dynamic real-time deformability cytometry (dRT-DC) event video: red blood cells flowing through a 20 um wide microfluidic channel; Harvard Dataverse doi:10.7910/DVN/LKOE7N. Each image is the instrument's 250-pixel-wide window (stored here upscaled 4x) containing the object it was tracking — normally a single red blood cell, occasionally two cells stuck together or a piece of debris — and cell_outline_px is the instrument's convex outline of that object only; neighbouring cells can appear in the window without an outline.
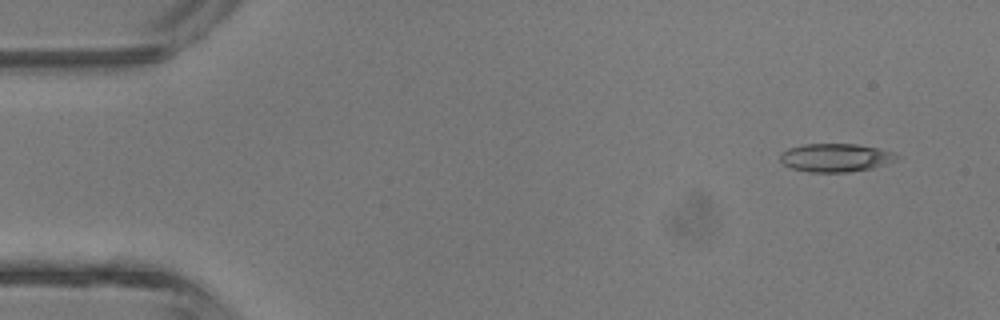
{"species": "common noctule bat (a hibernating species)", "species_latin": "Nyctalus noctula", "temperature_condition": "room temperature", "stored_images_in_passage": 4, "camera_frame_rate_fps": 3000, "um_per_image_px": 0.085, "animal": {"sex": "male", "body_mass_g": 13.3}, "frame": {"image": 1, "passage_image": 1, "time_ms": 0.0, "image_size_px": [1000, 320], "cell_outline_px": [[900, 156], [896, 160], [872, 168], [848, 172], [808, 172], [792, 168], [784, 164], [780, 160], [780, 152], [788, 148], [804, 144], [856, 144], [880, 148], [896, 152]], "centroid_in_image_um": [71.04, 13.39], "position_along_channel_um": 14.0, "area_um2": 19.36}}
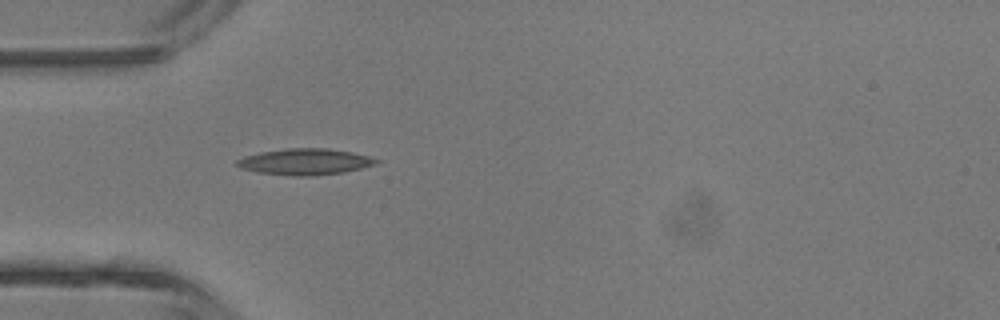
{"frame": {"image": 2, "passage_image": 4, "time_ms": 3.333, "image_size_px": [1000, 320], "cell_outline_px": [[380, 160], [376, 164], [344, 172], [312, 176], [292, 176], [256, 172], [240, 168], [236, 164], [236, 160], [244, 156], [260, 152], [284, 148], [328, 148], [352, 152], [368, 156]], "centroid_in_image_um": [25.89, 13.74], "position_along_channel_um": 59.1, "area_um2": 21.39}}